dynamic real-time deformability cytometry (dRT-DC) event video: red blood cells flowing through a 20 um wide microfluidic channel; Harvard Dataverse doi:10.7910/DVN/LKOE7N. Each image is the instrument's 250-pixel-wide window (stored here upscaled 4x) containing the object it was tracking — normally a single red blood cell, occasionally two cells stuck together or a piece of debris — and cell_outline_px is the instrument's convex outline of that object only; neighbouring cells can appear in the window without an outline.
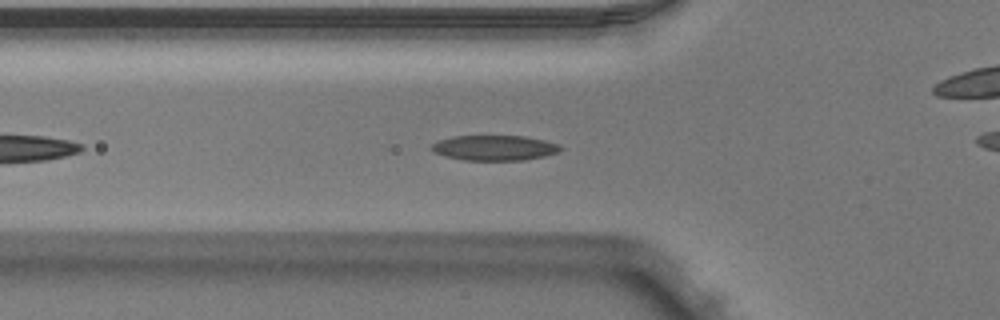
{"species": "Egyptian fruit bat (a non-hibernating species)", "species_latin": "Rousettus aegyptiacus", "temperature_condition": "warm", "stored_images_in_passage": 28, "camera_frame_rate_fps": 3000, "um_per_image_px": 0.085, "animal": {"sex": "male"}, "frame": {"image": 1, "passage_image": 7, "time_ms": 2.0, "image_size_px": [1000, 320], "cell_outline_px": [[564, 148], [560, 152], [544, 156], [524, 160], [464, 160], [444, 156], [432, 152], [428, 148], [432, 144], [440, 140], [452, 136], [524, 136], [544, 140], [560, 144]], "centroid_in_image_um": [42.03, 12.57], "position_along_channel_um": 83.8, "area_um2": 19.13}}
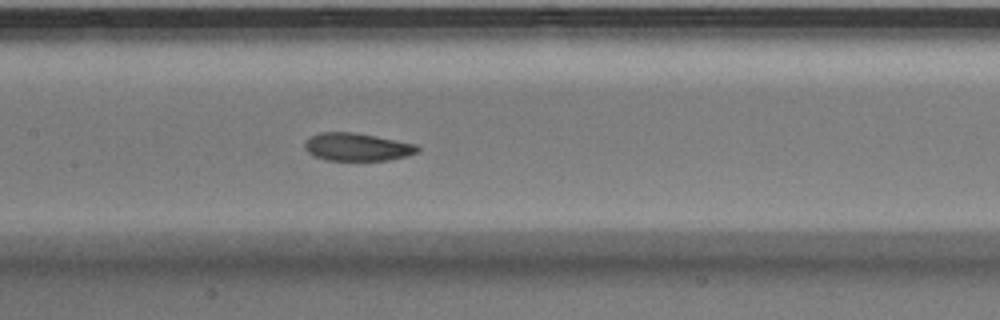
{"frame": {"image": 2, "passage_image": 14, "time_ms": 4.333, "image_size_px": [1000, 320], "cell_outline_px": [[420, 152], [408, 156], [388, 160], [328, 160], [316, 156], [308, 152], [304, 148], [304, 144], [312, 136], [320, 132], [356, 132], [416, 144], [420, 148]], "centroid_in_image_um": [30.41, 12.49], "position_along_channel_um": 177.0, "area_um2": 18.26}}
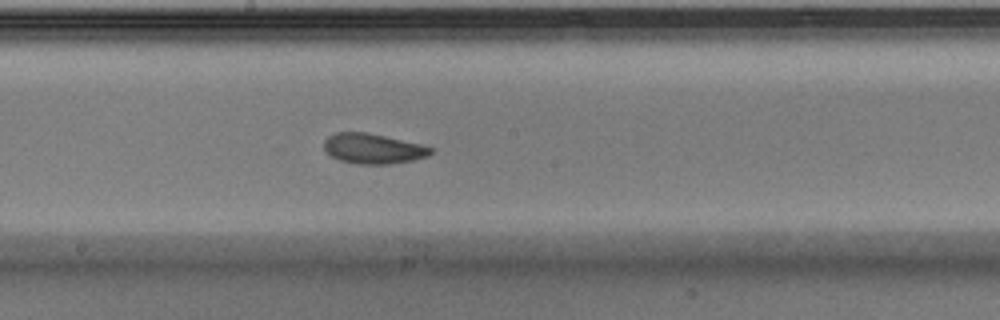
{"frame": {"image": 3, "passage_image": 17, "time_ms": 5.333, "image_size_px": [1000, 320], "cell_outline_px": [[436, 148], [428, 156], [412, 160], [392, 164], [360, 164], [340, 160], [332, 156], [324, 148], [324, 140], [328, 136], [336, 132], [368, 132], [420, 144]], "centroid_in_image_um": [31.73, 12.63], "position_along_channel_um": 216.5, "area_um2": 18.73}}